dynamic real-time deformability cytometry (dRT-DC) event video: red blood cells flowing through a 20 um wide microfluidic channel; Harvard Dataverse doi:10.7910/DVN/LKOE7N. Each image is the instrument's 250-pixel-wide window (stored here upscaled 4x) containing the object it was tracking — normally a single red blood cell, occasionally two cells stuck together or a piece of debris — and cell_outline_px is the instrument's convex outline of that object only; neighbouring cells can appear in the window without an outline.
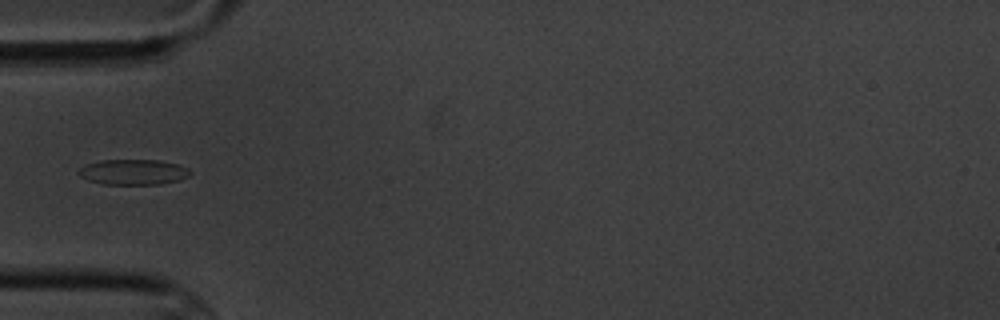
{"species": "common noctule bat (a hibernating species)", "species_latin": "Nyctalus noctula", "temperature_condition": "cold", "stored_images_in_passage": 7, "camera_frame_rate_fps": 3000, "um_per_image_px": 0.085, "animal": {"sex": "male", "body_mass_g": 20.1, "forearm_length_mm": 53.5}, "frame": {"image": 1, "passage_image": 6, "time_ms": 5.0, "image_size_px": [1000, 320], "cell_outline_px": [[192, 172], [188, 176], [180, 180], [160, 184], [104, 184], [88, 180], [80, 176], [76, 172], [80, 168], [88, 164], [100, 160], [160, 160], [180, 164], [188, 168]], "centroid_in_image_um": [11.36, 14.62], "position_along_channel_um": 73.6, "area_um2": 16.59}}
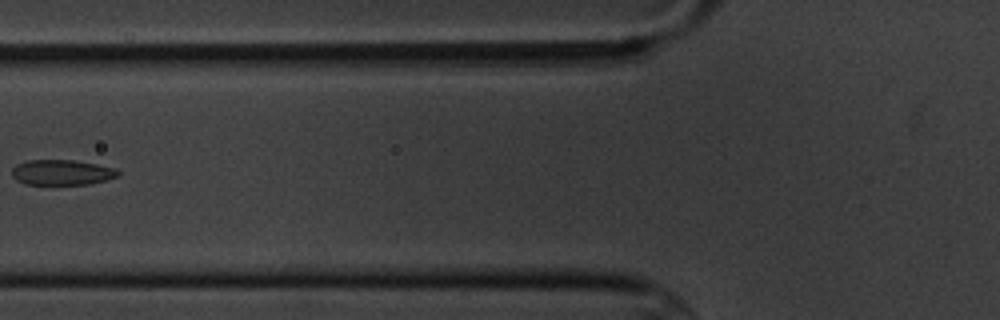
{"frame": {"image": 2, "passage_image": 7, "time_ms": 6.333, "image_size_px": [1000, 320], "cell_outline_px": [[120, 176], [88, 184], [28, 184], [16, 180], [12, 176], [12, 168], [16, 164], [28, 160], [72, 160], [96, 164], [116, 168], [120, 172]], "centroid_in_image_um": [5.26, 14.65], "position_along_channel_um": 120.5, "area_um2": 15.61}}